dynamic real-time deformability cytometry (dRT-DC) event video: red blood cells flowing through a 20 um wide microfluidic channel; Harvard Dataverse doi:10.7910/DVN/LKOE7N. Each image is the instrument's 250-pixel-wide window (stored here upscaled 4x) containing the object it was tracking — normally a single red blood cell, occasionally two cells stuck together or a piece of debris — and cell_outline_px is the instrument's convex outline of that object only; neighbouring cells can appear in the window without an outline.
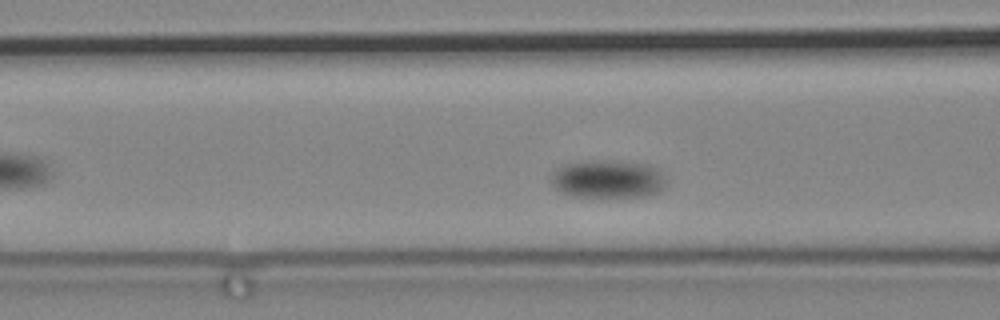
{"species": "common noctule bat (a hibernating species)", "species_latin": "Nyctalus noctula", "temperature_condition": "cold", "stored_images_in_passage": 46, "camera_frame_rate_fps": 3000, "um_per_image_px": 0.085, "animal": {"sex": "male", "body_mass_g": 19.2, "forearm_length_mm": 51.8}, "frame": {"image": 1, "passage_image": 10, "time_ms": 3.0, "image_size_px": [1000, 320], "cell_outline_px": [[668, 184], [660, 192], [644, 196], [600, 200], [572, 196], [560, 192], [552, 184], [552, 176], [556, 168], [564, 164], [588, 160], [616, 160], [648, 164], [656, 168], [660, 172]], "centroid_in_image_um": [51.68, 15.26], "position_along_channel_um": 114.9, "area_um2": 26.7}}
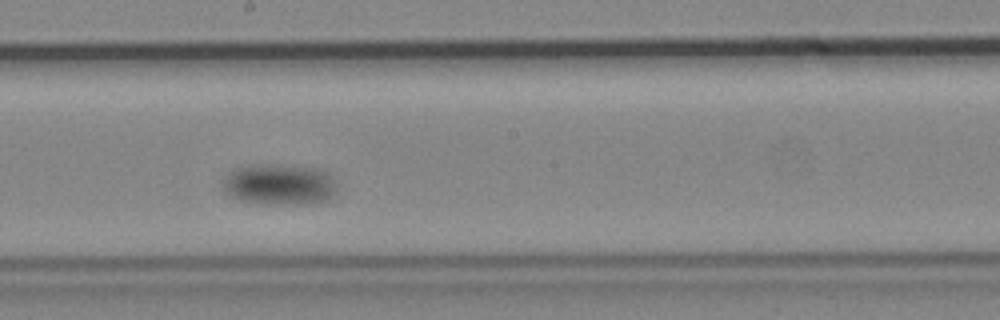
{"frame": {"image": 2, "passage_image": 25, "time_ms": 8.0, "image_size_px": [1000, 320], "cell_outline_px": [[336, 188], [332, 196], [328, 200], [304, 204], [272, 204], [240, 200], [232, 196], [224, 188], [224, 176], [228, 172], [244, 164], [276, 164], [320, 168], [328, 172], [336, 184]], "centroid_in_image_um": [23.76, 15.65], "position_along_channel_um": 224.4, "area_um2": 27.46}}
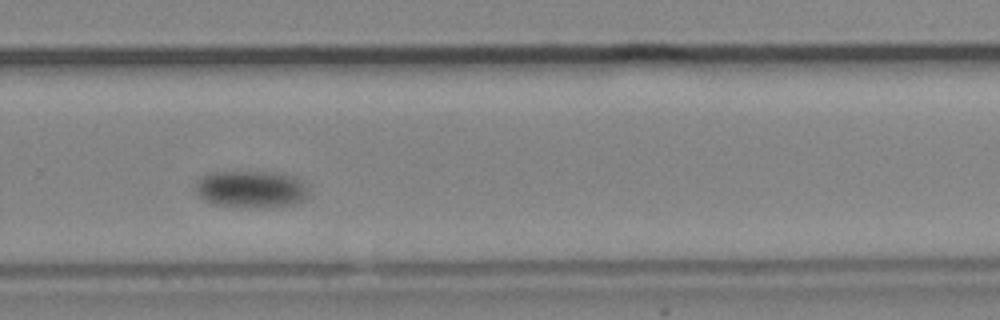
{"frame": {"image": 3, "passage_image": 36, "time_ms": 11.667, "image_size_px": [1000, 320], "cell_outline_px": [[308, 196], [304, 200], [292, 204], [216, 204], [204, 200], [196, 192], [196, 180], [208, 172], [280, 172], [296, 176], [304, 184], [308, 192]], "centroid_in_image_um": [21.33, 16.0], "position_along_channel_um": 308.5, "area_um2": 23.41}}